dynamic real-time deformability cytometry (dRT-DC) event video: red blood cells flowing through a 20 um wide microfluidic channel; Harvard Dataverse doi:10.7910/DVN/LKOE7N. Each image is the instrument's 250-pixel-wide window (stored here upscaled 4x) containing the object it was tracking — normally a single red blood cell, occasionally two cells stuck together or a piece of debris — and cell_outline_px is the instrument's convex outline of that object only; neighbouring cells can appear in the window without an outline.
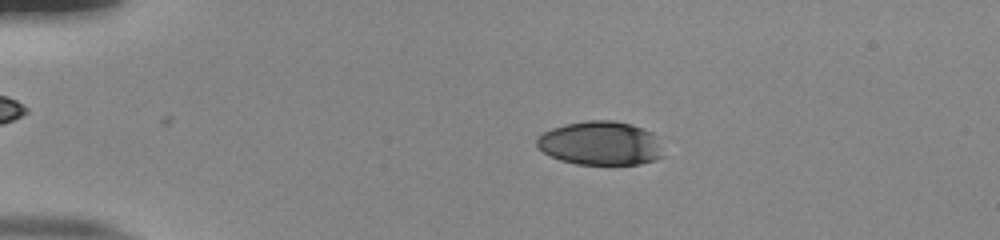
{"species": "human", "species_latin": "Homo sapiens", "temperature_condition": "room temperature", "stored_images_in_passage": 53, "camera_frame_rate_fps": 3000, "um_per_image_px": 0.085, "donor": {"sex": "male"}, "frame": {"image": 1, "passage_image": 12, "time_ms": 3.667, "image_size_px": [1000, 240], "cell_outline_px": [[664, 156], [656, 160], [640, 164], [576, 164], [560, 160], [544, 152], [536, 144], [536, 140], [544, 132], [552, 128], [564, 124], [588, 120], [612, 120], [632, 124], [652, 132], [656, 136]], "centroid_in_image_um": [51.06, 12.17], "position_along_channel_um": 33.9, "area_um2": 32.31}}
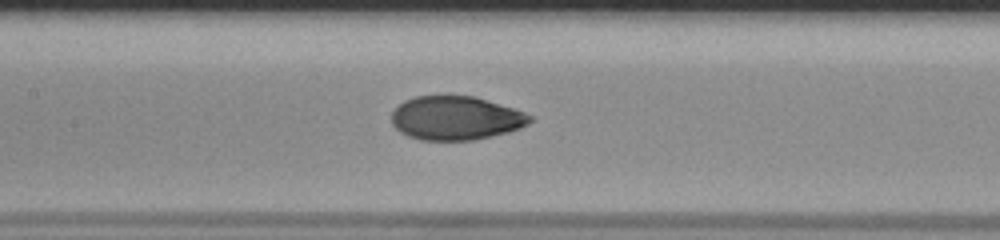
{"frame": {"image": 2, "passage_image": 27, "time_ms": 8.667, "image_size_px": [1000, 240], "cell_outline_px": [[532, 120], [528, 124], [520, 128], [508, 132], [476, 140], [420, 140], [408, 136], [400, 132], [392, 124], [392, 112], [404, 100], [416, 96], [472, 96], [512, 108], [524, 112], [532, 116]], "centroid_in_image_um": [38.73, 10.05], "position_along_channel_um": 168.7, "area_um2": 35.14}}
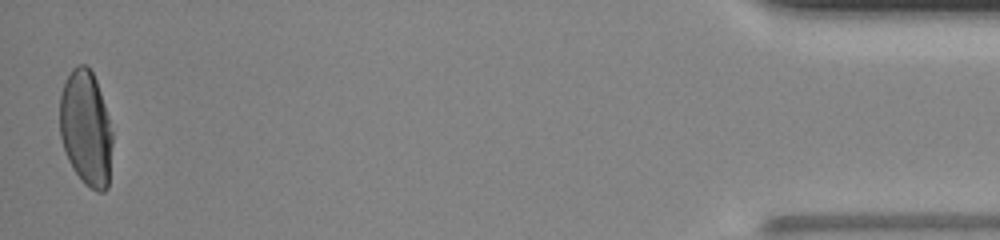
{"frame": {"image": 3, "passage_image": 53, "time_ms": 17.333, "image_size_px": [1000, 240], "cell_outline_px": [[112, 144], [108, 188], [104, 192], [96, 192], [84, 184], [72, 168], [68, 160], [60, 136], [60, 96], [64, 80], [72, 68], [76, 64], [84, 64], [92, 72], [96, 80], [104, 104], [112, 132]], "centroid_in_image_um": [7.29, 10.92], "position_along_channel_um": 427.9, "area_um2": 35.55}, "authors_computed_cell_mechanics": {"area_um2": 35.547, "velocity_mm_per_s": 3.9351, "shape_relaxation_time_tau1_ms": 5.8504, "shape_relaxation_time_tau2_ms": null, "deformation_change_tau1": 0.2317, "deformation_change_tau2": null}}